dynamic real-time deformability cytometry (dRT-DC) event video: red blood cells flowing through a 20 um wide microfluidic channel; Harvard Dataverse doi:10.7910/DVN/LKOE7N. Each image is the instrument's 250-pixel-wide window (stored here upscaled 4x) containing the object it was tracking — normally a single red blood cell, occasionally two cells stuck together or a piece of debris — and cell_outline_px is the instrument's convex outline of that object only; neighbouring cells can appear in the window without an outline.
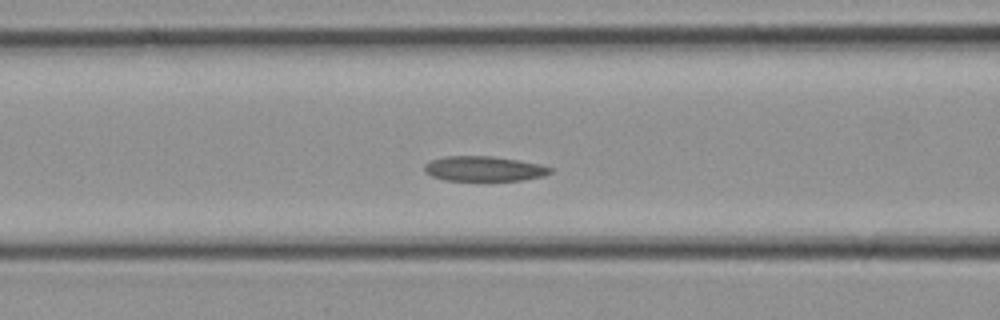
{"species": "common noctule bat (a hibernating species)", "species_latin": "Nyctalus noctula", "temperature_condition": "cold", "stored_images_in_passage": 33, "camera_frame_rate_fps": 3000, "um_per_image_px": 0.085, "animal": {"sex": "female", "body_mass_g": 21.9}, "frame": {"image": 1, "passage_image": 13, "time_ms": 4.0, "image_size_px": [1000, 320], "cell_outline_px": [[552, 172], [544, 176], [520, 180], [444, 180], [432, 176], [424, 172], [424, 164], [432, 160], [444, 156], [492, 156], [520, 160], [540, 164], [552, 168]], "centroid_in_image_um": [41.13, 14.33], "position_along_channel_um": 125.5, "area_um2": 18.32}}
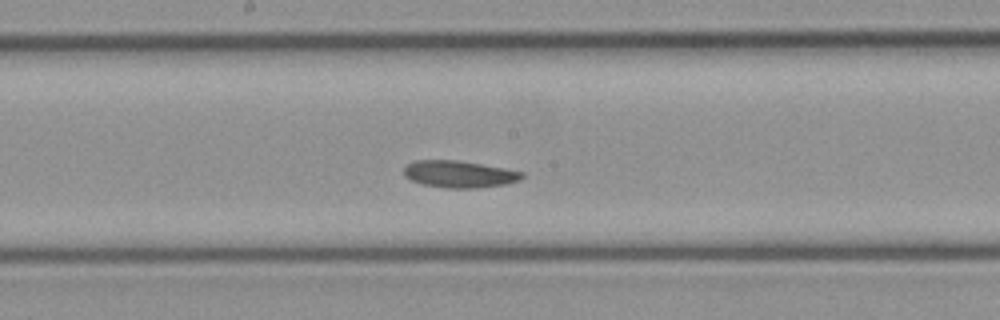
{"frame": {"image": 2, "passage_image": 17, "time_ms": 5.333, "image_size_px": [1000, 320], "cell_outline_px": [[524, 176], [520, 180], [508, 184], [476, 188], [444, 188], [420, 184], [404, 176], [404, 168], [408, 164], [416, 160], [456, 160], [504, 168], [524, 172]], "centroid_in_image_um": [39.04, 14.81], "position_along_channel_um": 209.2, "area_um2": 18.61}}
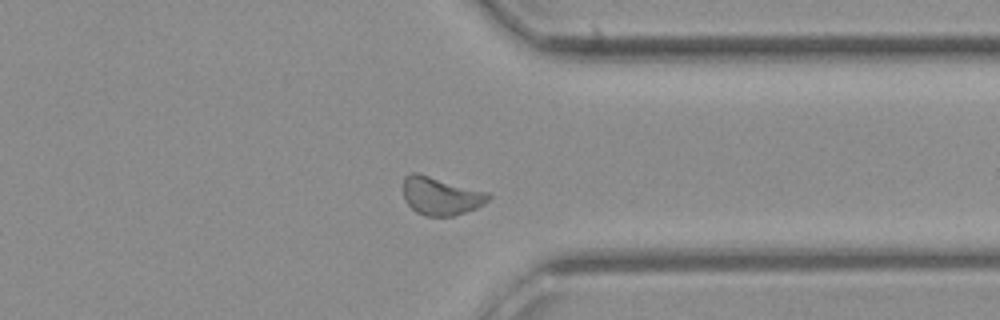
{"frame": {"image": 3, "passage_image": 25, "time_ms": 8.0, "image_size_px": [1000, 320], "cell_outline_px": [[492, 196], [484, 204], [476, 208], [452, 216], [424, 216], [416, 212], [404, 200], [404, 176], [412, 172], [416, 172], [492, 192]], "centroid_in_image_um": [37.5, 16.64], "position_along_channel_um": 373.9, "area_um2": 19.19}}